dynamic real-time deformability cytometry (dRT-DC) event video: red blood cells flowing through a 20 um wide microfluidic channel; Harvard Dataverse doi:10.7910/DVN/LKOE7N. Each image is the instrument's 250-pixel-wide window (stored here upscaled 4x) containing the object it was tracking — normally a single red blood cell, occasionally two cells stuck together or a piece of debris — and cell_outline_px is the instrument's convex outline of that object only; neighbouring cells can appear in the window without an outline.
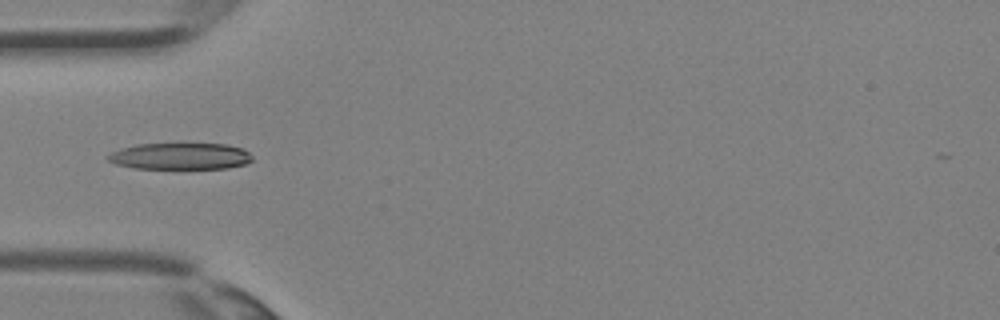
{"species": "Egyptian fruit bat (a non-hibernating species)", "species_latin": "Rousettus aegyptiacus", "temperature_condition": "room temperature", "stored_images_in_passage": 1, "camera_frame_rate_fps": 3000, "um_per_image_px": 0.085, "animal": {"sex": "female"}, "frame": {"image": 1, "passage_image": 1, "time_ms": 0.0, "image_size_px": [1000, 320], "cell_outline_px": [[252, 160], [244, 164], [228, 168], [132, 168], [116, 164], [108, 160], [104, 156], [120, 148], [136, 144], [228, 144], [244, 148], [252, 156]], "centroid_in_image_um": [15.31, 13.27], "position_along_channel_um": 69.7, "area_um2": 22.37}}